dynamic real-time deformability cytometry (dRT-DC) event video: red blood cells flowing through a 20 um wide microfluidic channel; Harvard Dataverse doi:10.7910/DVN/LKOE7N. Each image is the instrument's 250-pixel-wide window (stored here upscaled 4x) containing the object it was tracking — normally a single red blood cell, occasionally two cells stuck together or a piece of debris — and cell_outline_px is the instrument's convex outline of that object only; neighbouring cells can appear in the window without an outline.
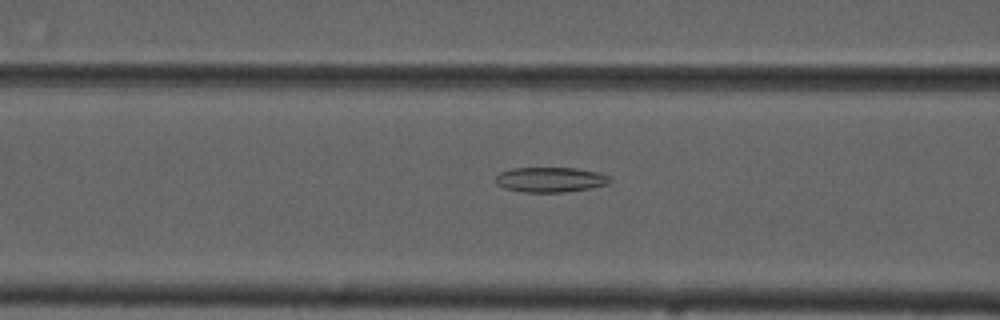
{"species": "common noctule bat (a hibernating species)", "species_latin": "Nyctalus noctula", "temperature_condition": "cold", "stored_images_in_passage": 49, "camera_frame_rate_fps": 3000, "um_per_image_px": 0.085, "animal": {"sex": "male", "forearm_length_mm": 52.5}, "frame": {"image": 1, "passage_image": 21, "time_ms": 6.667, "image_size_px": [1000, 320], "cell_outline_px": [[612, 180], [608, 184], [588, 188], [564, 192], [524, 192], [504, 188], [496, 184], [496, 176], [500, 172], [512, 168], [576, 168], [596, 172], [612, 176]], "centroid_in_image_um": [46.78, 15.26], "position_along_channel_um": 119.8, "area_um2": 16.65}}
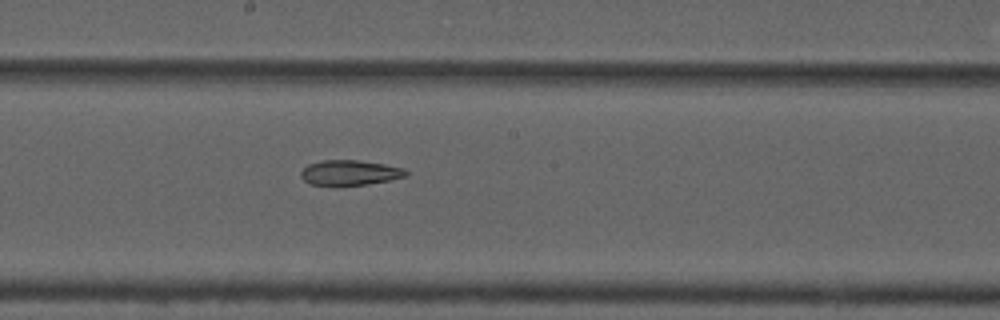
{"frame": {"image": 2, "passage_image": 29, "time_ms": 9.333, "image_size_px": [1000, 320], "cell_outline_px": [[408, 176], [368, 184], [340, 188], [336, 188], [308, 184], [300, 176], [300, 172], [308, 164], [320, 160], [356, 160], [384, 164], [404, 168], [408, 172]], "centroid_in_image_um": [29.68, 14.72], "position_along_channel_um": 218.5, "area_um2": 16.07}}
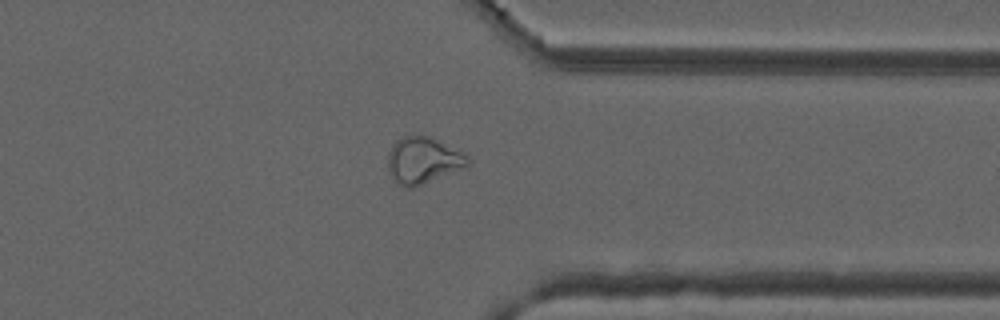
{"frame": {"image": 3, "passage_image": 42, "time_ms": 13.667, "image_size_px": [1000, 320], "cell_outline_px": [[472, 160], [464, 168], [412, 188], [404, 188], [396, 184], [388, 172], [388, 152], [392, 144], [396, 140], [404, 136], [428, 136], [468, 152]], "centroid_in_image_um": [35.99, 13.63], "position_along_channel_um": 375.4, "area_um2": 22.2}}